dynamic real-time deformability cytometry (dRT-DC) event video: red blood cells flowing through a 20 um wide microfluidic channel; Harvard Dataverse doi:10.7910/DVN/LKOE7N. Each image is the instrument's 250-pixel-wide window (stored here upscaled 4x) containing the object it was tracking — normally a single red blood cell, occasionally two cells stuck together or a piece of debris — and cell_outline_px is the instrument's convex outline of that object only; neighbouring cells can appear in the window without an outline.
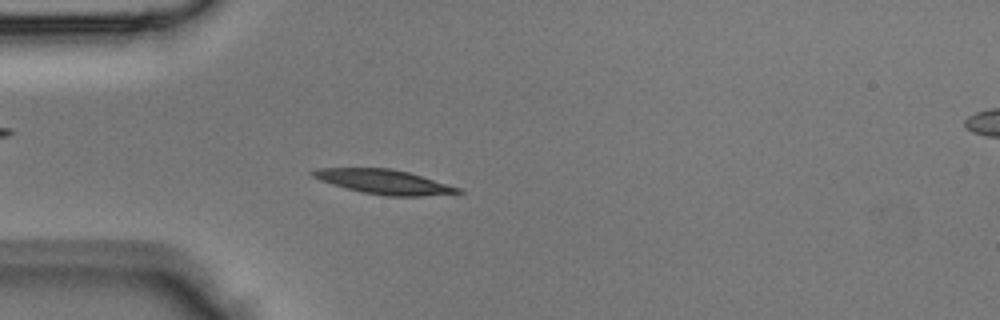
{"species": "Egyptian fruit bat (a non-hibernating species)", "species_latin": "Rousettus aegyptiacus", "temperature_condition": "room temperature", "stored_images_in_passage": 44, "camera_frame_rate_fps": 3000, "um_per_image_px": 0.085, "animal": {"sex": "male"}, "frame": {"image": 1, "passage_image": 12, "time_ms": 3.667, "image_size_px": [1000, 320], "cell_outline_px": [[464, 192], [420, 196], [388, 196], [364, 192], [332, 184], [320, 180], [312, 176], [308, 172], [316, 168], [392, 168], [408, 172], [460, 188]], "centroid_in_image_um": [32.59, 15.44], "position_along_channel_um": 52.4, "area_um2": 20.35}}
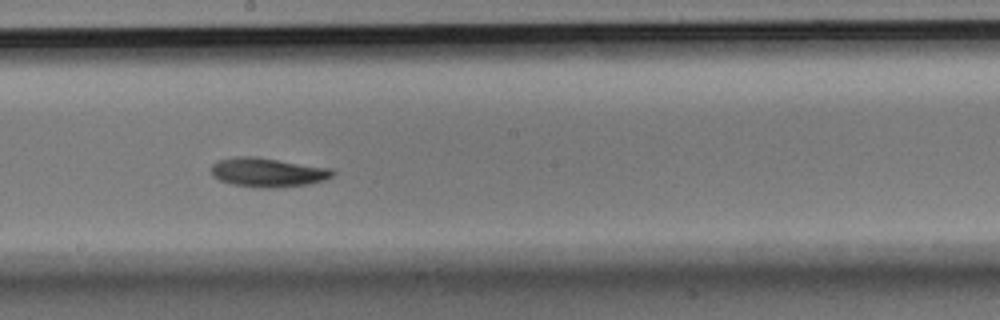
{"frame": {"image": 2, "passage_image": 24, "time_ms": 7.667, "image_size_px": [1000, 320], "cell_outline_px": [[336, 172], [332, 176], [324, 180], [308, 184], [276, 188], [260, 188], [232, 184], [220, 180], [212, 176], [212, 164], [216, 160], [236, 156], [252, 156], [332, 168]], "centroid_in_image_um": [22.75, 14.65], "position_along_channel_um": 225.5, "area_um2": 20.69}}
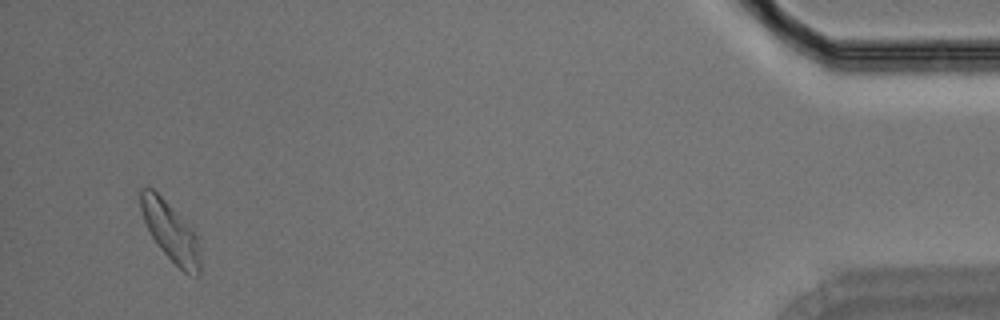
{"frame": {"image": 3, "passage_image": 42, "time_ms": 13.667, "image_size_px": [1000, 320], "cell_outline_px": [[200, 276], [196, 276], [184, 272], [160, 248], [152, 236], [144, 220], [140, 208], [140, 188], [152, 188], [200, 236]], "centroid_in_image_um": [14.55, 19.72], "position_along_channel_um": 420.7, "area_um2": 20.35}}